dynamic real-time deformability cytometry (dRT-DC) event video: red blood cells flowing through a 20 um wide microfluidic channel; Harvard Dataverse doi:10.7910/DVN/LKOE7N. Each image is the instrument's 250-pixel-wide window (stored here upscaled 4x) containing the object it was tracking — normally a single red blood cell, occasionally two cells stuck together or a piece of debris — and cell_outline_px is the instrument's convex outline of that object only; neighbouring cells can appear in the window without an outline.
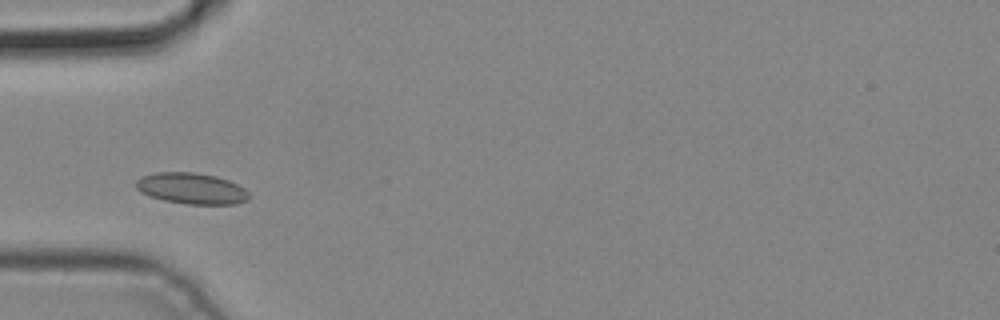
{"species": "common noctule bat (a hibernating species)", "species_latin": "Nyctalus noctula", "temperature_condition": "cold", "stored_images_in_passage": 3, "camera_frame_rate_fps": 3000, "um_per_image_px": 0.085, "animal": {"sex": "male", "body_mass_g": 19.2, "forearm_length_mm": 51.8}, "frame": {"image": 1, "passage_image": 3, "time_ms": 0.667, "image_size_px": [1000, 320], "cell_outline_px": [[248, 200], [236, 204], [188, 204], [164, 200], [148, 196], [140, 192], [136, 188], [136, 180], [140, 176], [156, 172], [192, 172], [216, 176], [228, 180], [244, 188], [248, 192]], "centroid_in_image_um": [16.24, 16.01], "position_along_channel_um": 68.8, "area_um2": 20.52}}